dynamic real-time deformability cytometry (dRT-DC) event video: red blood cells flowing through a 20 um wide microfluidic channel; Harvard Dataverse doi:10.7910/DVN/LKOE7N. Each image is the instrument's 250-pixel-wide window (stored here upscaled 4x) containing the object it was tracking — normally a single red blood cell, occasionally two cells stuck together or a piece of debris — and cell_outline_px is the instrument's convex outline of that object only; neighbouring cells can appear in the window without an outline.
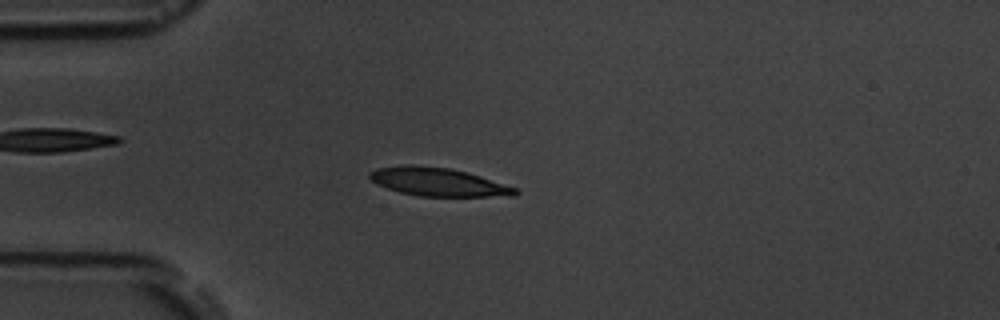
{"species": "common noctule bat (a hibernating species)", "species_latin": "Nyctalus noctula", "temperature_condition": "room temperature", "stored_images_in_passage": 5, "camera_frame_rate_fps": 3000, "um_per_image_px": 0.085, "animal": {"sex": "male", "body_mass_g": 19.5, "forearm_length_mm": 54.6}, "frame": {"image": 1, "passage_image": 5, "time_ms": 4.667, "image_size_px": [1000, 320], "cell_outline_px": [[520, 192], [516, 196], [420, 196], [400, 192], [388, 188], [372, 180], [368, 176], [368, 172], [376, 168], [404, 164], [412, 164], [448, 168], [468, 172], [516, 188]], "centroid_in_image_um": [37.23, 15.45], "position_along_channel_um": 47.8, "area_um2": 23.93}}